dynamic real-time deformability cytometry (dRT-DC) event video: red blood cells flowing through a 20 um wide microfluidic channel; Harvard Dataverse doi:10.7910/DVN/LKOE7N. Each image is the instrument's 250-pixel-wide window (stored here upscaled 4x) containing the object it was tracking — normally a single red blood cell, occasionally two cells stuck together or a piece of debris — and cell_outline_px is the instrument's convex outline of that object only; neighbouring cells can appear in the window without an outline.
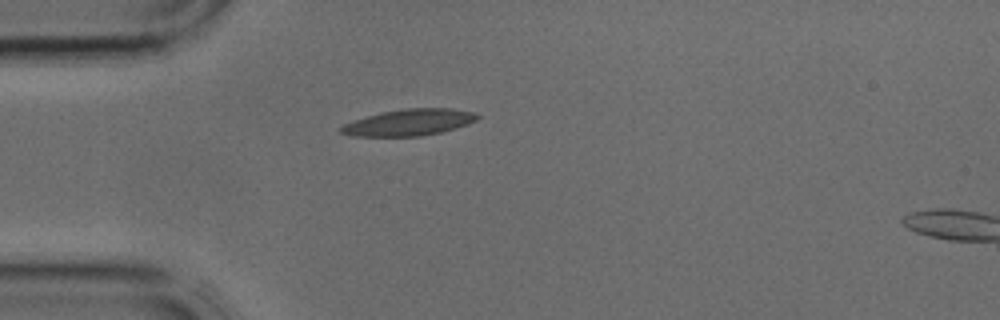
{"species": "common noctule bat (a hibernating species)", "species_latin": "Nyctalus noctula", "temperature_condition": "cold", "stored_images_in_passage": 2, "camera_frame_rate_fps": 3000, "um_per_image_px": 0.085, "animal": {"sex": "male", "body_mass_g": 17.9, "forearm_length_mm": 54.2}, "frame": {"image": 1, "passage_image": 1, "time_ms": 0.0, "image_size_px": [1000, 320], "cell_outline_px": [[480, 116], [476, 120], [468, 124], [440, 132], [420, 136], [348, 136], [340, 132], [340, 128], [344, 124], [368, 116], [384, 112], [408, 108], [452, 108], [472, 112]], "centroid_in_image_um": [34.78, 10.41], "position_along_channel_um": 50.2, "area_um2": 20.69}}